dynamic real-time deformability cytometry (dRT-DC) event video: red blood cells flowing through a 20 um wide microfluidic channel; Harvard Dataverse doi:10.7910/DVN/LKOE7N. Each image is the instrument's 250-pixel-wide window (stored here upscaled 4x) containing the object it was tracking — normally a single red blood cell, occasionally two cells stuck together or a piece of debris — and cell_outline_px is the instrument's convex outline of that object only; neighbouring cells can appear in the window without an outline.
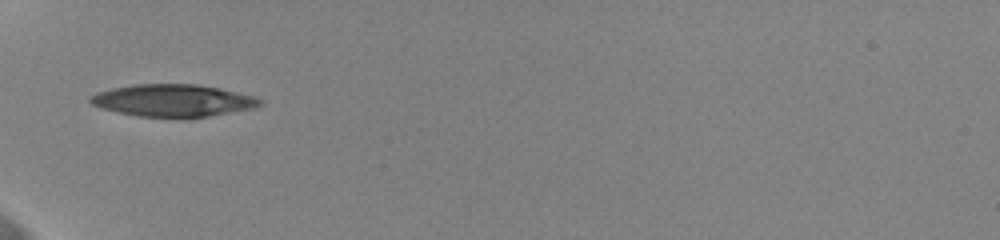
{"species": "human", "species_latin": "Homo sapiens", "temperature_condition": "cold", "stored_images_in_passage": 12, "segment_of_instrument_passage": [2, 2], "camera_frame_rate_fps": 3000, "um_per_image_px": 0.085, "donor": {"sex": "female"}, "frame": {"image": 1, "passage_image": 10, "time_ms": 3.0, "image_size_px": [1000, 240], "cell_outline_px": [[264, 104], [256, 108], [208, 116], [140, 116], [100, 108], [92, 104], [88, 100], [88, 96], [96, 92], [112, 88], [136, 84], [196, 84], [220, 88], [256, 96]], "centroid_in_image_um": [14.72, 8.52], "position_along_channel_um": 70.3, "area_um2": 31.62}}